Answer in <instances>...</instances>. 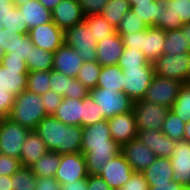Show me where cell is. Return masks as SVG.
Segmentation results:
<instances>
[{
    "mask_svg": "<svg viewBox=\"0 0 190 190\" xmlns=\"http://www.w3.org/2000/svg\"><path fill=\"white\" fill-rule=\"evenodd\" d=\"M30 0H11V2L14 4V6L18 7L20 5H23L27 2H29Z\"/></svg>",
    "mask_w": 190,
    "mask_h": 190,
    "instance_id": "64",
    "label": "cell"
},
{
    "mask_svg": "<svg viewBox=\"0 0 190 190\" xmlns=\"http://www.w3.org/2000/svg\"><path fill=\"white\" fill-rule=\"evenodd\" d=\"M46 116L45 105L41 96L26 89L15 97L8 118L30 130H34L37 124Z\"/></svg>",
    "mask_w": 190,
    "mask_h": 190,
    "instance_id": "3",
    "label": "cell"
},
{
    "mask_svg": "<svg viewBox=\"0 0 190 190\" xmlns=\"http://www.w3.org/2000/svg\"><path fill=\"white\" fill-rule=\"evenodd\" d=\"M180 29L182 34H184L187 43H189V48H190V23L183 24V26Z\"/></svg>",
    "mask_w": 190,
    "mask_h": 190,
    "instance_id": "60",
    "label": "cell"
},
{
    "mask_svg": "<svg viewBox=\"0 0 190 190\" xmlns=\"http://www.w3.org/2000/svg\"><path fill=\"white\" fill-rule=\"evenodd\" d=\"M115 190H149V184L142 173L134 172L121 188Z\"/></svg>",
    "mask_w": 190,
    "mask_h": 190,
    "instance_id": "47",
    "label": "cell"
},
{
    "mask_svg": "<svg viewBox=\"0 0 190 190\" xmlns=\"http://www.w3.org/2000/svg\"><path fill=\"white\" fill-rule=\"evenodd\" d=\"M0 4H13L11 0H0Z\"/></svg>",
    "mask_w": 190,
    "mask_h": 190,
    "instance_id": "65",
    "label": "cell"
},
{
    "mask_svg": "<svg viewBox=\"0 0 190 190\" xmlns=\"http://www.w3.org/2000/svg\"><path fill=\"white\" fill-rule=\"evenodd\" d=\"M171 111L187 123L190 120V82L183 83Z\"/></svg>",
    "mask_w": 190,
    "mask_h": 190,
    "instance_id": "38",
    "label": "cell"
},
{
    "mask_svg": "<svg viewBox=\"0 0 190 190\" xmlns=\"http://www.w3.org/2000/svg\"><path fill=\"white\" fill-rule=\"evenodd\" d=\"M21 167L20 159L0 154V175L12 176Z\"/></svg>",
    "mask_w": 190,
    "mask_h": 190,
    "instance_id": "46",
    "label": "cell"
},
{
    "mask_svg": "<svg viewBox=\"0 0 190 190\" xmlns=\"http://www.w3.org/2000/svg\"><path fill=\"white\" fill-rule=\"evenodd\" d=\"M96 62L100 66L118 65L119 59L122 56L124 45L119 34L114 33L104 40L97 42Z\"/></svg>",
    "mask_w": 190,
    "mask_h": 190,
    "instance_id": "20",
    "label": "cell"
},
{
    "mask_svg": "<svg viewBox=\"0 0 190 190\" xmlns=\"http://www.w3.org/2000/svg\"><path fill=\"white\" fill-rule=\"evenodd\" d=\"M102 120L105 119L102 117L99 104L95 103L91 96L88 95L83 99V119L81 120V127L84 128Z\"/></svg>",
    "mask_w": 190,
    "mask_h": 190,
    "instance_id": "42",
    "label": "cell"
},
{
    "mask_svg": "<svg viewBox=\"0 0 190 190\" xmlns=\"http://www.w3.org/2000/svg\"><path fill=\"white\" fill-rule=\"evenodd\" d=\"M134 172L128 161L120 152L102 166L99 176L102 177L110 188L115 190L121 188L131 178Z\"/></svg>",
    "mask_w": 190,
    "mask_h": 190,
    "instance_id": "13",
    "label": "cell"
},
{
    "mask_svg": "<svg viewBox=\"0 0 190 190\" xmlns=\"http://www.w3.org/2000/svg\"><path fill=\"white\" fill-rule=\"evenodd\" d=\"M44 7L52 12L55 6H57L62 0H38Z\"/></svg>",
    "mask_w": 190,
    "mask_h": 190,
    "instance_id": "59",
    "label": "cell"
},
{
    "mask_svg": "<svg viewBox=\"0 0 190 190\" xmlns=\"http://www.w3.org/2000/svg\"><path fill=\"white\" fill-rule=\"evenodd\" d=\"M89 95L95 103L99 104L102 117L105 120L132 111L133 101L124 92L96 87L89 90Z\"/></svg>",
    "mask_w": 190,
    "mask_h": 190,
    "instance_id": "7",
    "label": "cell"
},
{
    "mask_svg": "<svg viewBox=\"0 0 190 190\" xmlns=\"http://www.w3.org/2000/svg\"><path fill=\"white\" fill-rule=\"evenodd\" d=\"M111 138L120 146L138 137L137 124L133 111L115 115L107 120Z\"/></svg>",
    "mask_w": 190,
    "mask_h": 190,
    "instance_id": "17",
    "label": "cell"
},
{
    "mask_svg": "<svg viewBox=\"0 0 190 190\" xmlns=\"http://www.w3.org/2000/svg\"><path fill=\"white\" fill-rule=\"evenodd\" d=\"M7 31V35L24 33L29 34L28 27L23 23L22 13L16 6H13L6 20V26H2Z\"/></svg>",
    "mask_w": 190,
    "mask_h": 190,
    "instance_id": "43",
    "label": "cell"
},
{
    "mask_svg": "<svg viewBox=\"0 0 190 190\" xmlns=\"http://www.w3.org/2000/svg\"><path fill=\"white\" fill-rule=\"evenodd\" d=\"M183 53H190V48L181 29L166 31L164 54L181 55Z\"/></svg>",
    "mask_w": 190,
    "mask_h": 190,
    "instance_id": "34",
    "label": "cell"
},
{
    "mask_svg": "<svg viewBox=\"0 0 190 190\" xmlns=\"http://www.w3.org/2000/svg\"><path fill=\"white\" fill-rule=\"evenodd\" d=\"M51 71L29 72L27 89L37 95L46 94L50 90Z\"/></svg>",
    "mask_w": 190,
    "mask_h": 190,
    "instance_id": "39",
    "label": "cell"
},
{
    "mask_svg": "<svg viewBox=\"0 0 190 190\" xmlns=\"http://www.w3.org/2000/svg\"><path fill=\"white\" fill-rule=\"evenodd\" d=\"M147 28H149V26L144 21L140 20L134 12L129 10L117 26L116 33L119 35L135 34Z\"/></svg>",
    "mask_w": 190,
    "mask_h": 190,
    "instance_id": "41",
    "label": "cell"
},
{
    "mask_svg": "<svg viewBox=\"0 0 190 190\" xmlns=\"http://www.w3.org/2000/svg\"><path fill=\"white\" fill-rule=\"evenodd\" d=\"M14 4H0V26H6L8 13Z\"/></svg>",
    "mask_w": 190,
    "mask_h": 190,
    "instance_id": "57",
    "label": "cell"
},
{
    "mask_svg": "<svg viewBox=\"0 0 190 190\" xmlns=\"http://www.w3.org/2000/svg\"><path fill=\"white\" fill-rule=\"evenodd\" d=\"M138 138L156 155L169 158L176 147V141L166 136L162 131L151 129L138 131Z\"/></svg>",
    "mask_w": 190,
    "mask_h": 190,
    "instance_id": "22",
    "label": "cell"
},
{
    "mask_svg": "<svg viewBox=\"0 0 190 190\" xmlns=\"http://www.w3.org/2000/svg\"><path fill=\"white\" fill-rule=\"evenodd\" d=\"M84 20L87 22V27L92 31L94 39L97 42L116 33V29L100 14L86 15L84 16Z\"/></svg>",
    "mask_w": 190,
    "mask_h": 190,
    "instance_id": "33",
    "label": "cell"
},
{
    "mask_svg": "<svg viewBox=\"0 0 190 190\" xmlns=\"http://www.w3.org/2000/svg\"><path fill=\"white\" fill-rule=\"evenodd\" d=\"M149 187L152 184H162L174 180L173 168L169 158L157 157L154 162L141 172Z\"/></svg>",
    "mask_w": 190,
    "mask_h": 190,
    "instance_id": "27",
    "label": "cell"
},
{
    "mask_svg": "<svg viewBox=\"0 0 190 190\" xmlns=\"http://www.w3.org/2000/svg\"><path fill=\"white\" fill-rule=\"evenodd\" d=\"M34 131L42 138L48 151L61 155L81 152L83 127L69 126L53 115H47Z\"/></svg>",
    "mask_w": 190,
    "mask_h": 190,
    "instance_id": "2",
    "label": "cell"
},
{
    "mask_svg": "<svg viewBox=\"0 0 190 190\" xmlns=\"http://www.w3.org/2000/svg\"><path fill=\"white\" fill-rule=\"evenodd\" d=\"M17 8L22 13L23 23L27 25L28 30L52 21L51 11L38 0H30Z\"/></svg>",
    "mask_w": 190,
    "mask_h": 190,
    "instance_id": "24",
    "label": "cell"
},
{
    "mask_svg": "<svg viewBox=\"0 0 190 190\" xmlns=\"http://www.w3.org/2000/svg\"><path fill=\"white\" fill-rule=\"evenodd\" d=\"M89 95V90L76 78H72L69 88V98L84 99Z\"/></svg>",
    "mask_w": 190,
    "mask_h": 190,
    "instance_id": "52",
    "label": "cell"
},
{
    "mask_svg": "<svg viewBox=\"0 0 190 190\" xmlns=\"http://www.w3.org/2000/svg\"><path fill=\"white\" fill-rule=\"evenodd\" d=\"M87 190H113L99 175H91L87 178Z\"/></svg>",
    "mask_w": 190,
    "mask_h": 190,
    "instance_id": "53",
    "label": "cell"
},
{
    "mask_svg": "<svg viewBox=\"0 0 190 190\" xmlns=\"http://www.w3.org/2000/svg\"><path fill=\"white\" fill-rule=\"evenodd\" d=\"M96 87L123 92L122 69L118 65L103 66Z\"/></svg>",
    "mask_w": 190,
    "mask_h": 190,
    "instance_id": "30",
    "label": "cell"
},
{
    "mask_svg": "<svg viewBox=\"0 0 190 190\" xmlns=\"http://www.w3.org/2000/svg\"><path fill=\"white\" fill-rule=\"evenodd\" d=\"M15 97L13 93H8L7 89L0 85V113L5 117H9Z\"/></svg>",
    "mask_w": 190,
    "mask_h": 190,
    "instance_id": "50",
    "label": "cell"
},
{
    "mask_svg": "<svg viewBox=\"0 0 190 190\" xmlns=\"http://www.w3.org/2000/svg\"><path fill=\"white\" fill-rule=\"evenodd\" d=\"M60 190H87V178L60 184Z\"/></svg>",
    "mask_w": 190,
    "mask_h": 190,
    "instance_id": "55",
    "label": "cell"
},
{
    "mask_svg": "<svg viewBox=\"0 0 190 190\" xmlns=\"http://www.w3.org/2000/svg\"><path fill=\"white\" fill-rule=\"evenodd\" d=\"M53 116L66 125L81 127L83 99L63 98Z\"/></svg>",
    "mask_w": 190,
    "mask_h": 190,
    "instance_id": "26",
    "label": "cell"
},
{
    "mask_svg": "<svg viewBox=\"0 0 190 190\" xmlns=\"http://www.w3.org/2000/svg\"><path fill=\"white\" fill-rule=\"evenodd\" d=\"M147 61L142 51L129 50L124 48L122 56L119 59V67H142Z\"/></svg>",
    "mask_w": 190,
    "mask_h": 190,
    "instance_id": "45",
    "label": "cell"
},
{
    "mask_svg": "<svg viewBox=\"0 0 190 190\" xmlns=\"http://www.w3.org/2000/svg\"><path fill=\"white\" fill-rule=\"evenodd\" d=\"M54 178L60 184L88 178L84 155L81 152L62 154Z\"/></svg>",
    "mask_w": 190,
    "mask_h": 190,
    "instance_id": "14",
    "label": "cell"
},
{
    "mask_svg": "<svg viewBox=\"0 0 190 190\" xmlns=\"http://www.w3.org/2000/svg\"><path fill=\"white\" fill-rule=\"evenodd\" d=\"M183 187L178 181H171L162 184H152L149 190H180Z\"/></svg>",
    "mask_w": 190,
    "mask_h": 190,
    "instance_id": "56",
    "label": "cell"
},
{
    "mask_svg": "<svg viewBox=\"0 0 190 190\" xmlns=\"http://www.w3.org/2000/svg\"><path fill=\"white\" fill-rule=\"evenodd\" d=\"M130 5H138V3H152L154 0H128Z\"/></svg>",
    "mask_w": 190,
    "mask_h": 190,
    "instance_id": "63",
    "label": "cell"
},
{
    "mask_svg": "<svg viewBox=\"0 0 190 190\" xmlns=\"http://www.w3.org/2000/svg\"><path fill=\"white\" fill-rule=\"evenodd\" d=\"M184 140H187L190 142V120L185 125Z\"/></svg>",
    "mask_w": 190,
    "mask_h": 190,
    "instance_id": "62",
    "label": "cell"
},
{
    "mask_svg": "<svg viewBox=\"0 0 190 190\" xmlns=\"http://www.w3.org/2000/svg\"><path fill=\"white\" fill-rule=\"evenodd\" d=\"M130 10L149 27H158L159 0H154L152 3L131 5Z\"/></svg>",
    "mask_w": 190,
    "mask_h": 190,
    "instance_id": "36",
    "label": "cell"
},
{
    "mask_svg": "<svg viewBox=\"0 0 190 190\" xmlns=\"http://www.w3.org/2000/svg\"><path fill=\"white\" fill-rule=\"evenodd\" d=\"M185 125L186 123L177 114L169 110L163 122L162 132L173 141L178 142L184 140Z\"/></svg>",
    "mask_w": 190,
    "mask_h": 190,
    "instance_id": "35",
    "label": "cell"
},
{
    "mask_svg": "<svg viewBox=\"0 0 190 190\" xmlns=\"http://www.w3.org/2000/svg\"><path fill=\"white\" fill-rule=\"evenodd\" d=\"M131 9L128 0H108L102 8L100 15L107 20L115 29L122 21L123 16Z\"/></svg>",
    "mask_w": 190,
    "mask_h": 190,
    "instance_id": "32",
    "label": "cell"
},
{
    "mask_svg": "<svg viewBox=\"0 0 190 190\" xmlns=\"http://www.w3.org/2000/svg\"><path fill=\"white\" fill-rule=\"evenodd\" d=\"M6 35L7 31L0 26V47H2L3 50L5 49V44L7 43Z\"/></svg>",
    "mask_w": 190,
    "mask_h": 190,
    "instance_id": "61",
    "label": "cell"
},
{
    "mask_svg": "<svg viewBox=\"0 0 190 190\" xmlns=\"http://www.w3.org/2000/svg\"><path fill=\"white\" fill-rule=\"evenodd\" d=\"M183 83L154 74L144 100L160 104L171 110Z\"/></svg>",
    "mask_w": 190,
    "mask_h": 190,
    "instance_id": "12",
    "label": "cell"
},
{
    "mask_svg": "<svg viewBox=\"0 0 190 190\" xmlns=\"http://www.w3.org/2000/svg\"><path fill=\"white\" fill-rule=\"evenodd\" d=\"M120 68L123 72V92L133 102L143 100L154 76L153 64Z\"/></svg>",
    "mask_w": 190,
    "mask_h": 190,
    "instance_id": "5",
    "label": "cell"
},
{
    "mask_svg": "<svg viewBox=\"0 0 190 190\" xmlns=\"http://www.w3.org/2000/svg\"><path fill=\"white\" fill-rule=\"evenodd\" d=\"M6 117L0 113V127Z\"/></svg>",
    "mask_w": 190,
    "mask_h": 190,
    "instance_id": "66",
    "label": "cell"
},
{
    "mask_svg": "<svg viewBox=\"0 0 190 190\" xmlns=\"http://www.w3.org/2000/svg\"><path fill=\"white\" fill-rule=\"evenodd\" d=\"M30 129L6 117L0 127V154L20 159Z\"/></svg>",
    "mask_w": 190,
    "mask_h": 190,
    "instance_id": "11",
    "label": "cell"
},
{
    "mask_svg": "<svg viewBox=\"0 0 190 190\" xmlns=\"http://www.w3.org/2000/svg\"><path fill=\"white\" fill-rule=\"evenodd\" d=\"M43 104L45 105V110L47 115H53L58 106L60 105L63 97L58 93L49 90L46 94L41 95Z\"/></svg>",
    "mask_w": 190,
    "mask_h": 190,
    "instance_id": "48",
    "label": "cell"
},
{
    "mask_svg": "<svg viewBox=\"0 0 190 190\" xmlns=\"http://www.w3.org/2000/svg\"><path fill=\"white\" fill-rule=\"evenodd\" d=\"M166 31L149 27L142 31V52L147 61L153 63L164 54Z\"/></svg>",
    "mask_w": 190,
    "mask_h": 190,
    "instance_id": "23",
    "label": "cell"
},
{
    "mask_svg": "<svg viewBox=\"0 0 190 190\" xmlns=\"http://www.w3.org/2000/svg\"><path fill=\"white\" fill-rule=\"evenodd\" d=\"M11 176L0 175V190H12Z\"/></svg>",
    "mask_w": 190,
    "mask_h": 190,
    "instance_id": "58",
    "label": "cell"
},
{
    "mask_svg": "<svg viewBox=\"0 0 190 190\" xmlns=\"http://www.w3.org/2000/svg\"><path fill=\"white\" fill-rule=\"evenodd\" d=\"M102 66L96 61L83 62L76 79H78L88 90L97 86Z\"/></svg>",
    "mask_w": 190,
    "mask_h": 190,
    "instance_id": "37",
    "label": "cell"
},
{
    "mask_svg": "<svg viewBox=\"0 0 190 190\" xmlns=\"http://www.w3.org/2000/svg\"><path fill=\"white\" fill-rule=\"evenodd\" d=\"M154 74L181 83L190 82V53L163 54L153 63Z\"/></svg>",
    "mask_w": 190,
    "mask_h": 190,
    "instance_id": "8",
    "label": "cell"
},
{
    "mask_svg": "<svg viewBox=\"0 0 190 190\" xmlns=\"http://www.w3.org/2000/svg\"><path fill=\"white\" fill-rule=\"evenodd\" d=\"M38 177L29 168L21 167L11 176L12 190H35Z\"/></svg>",
    "mask_w": 190,
    "mask_h": 190,
    "instance_id": "40",
    "label": "cell"
},
{
    "mask_svg": "<svg viewBox=\"0 0 190 190\" xmlns=\"http://www.w3.org/2000/svg\"><path fill=\"white\" fill-rule=\"evenodd\" d=\"M108 0H79L81 11L84 16L91 14H100L101 10L107 4Z\"/></svg>",
    "mask_w": 190,
    "mask_h": 190,
    "instance_id": "49",
    "label": "cell"
},
{
    "mask_svg": "<svg viewBox=\"0 0 190 190\" xmlns=\"http://www.w3.org/2000/svg\"><path fill=\"white\" fill-rule=\"evenodd\" d=\"M60 162L61 154L53 151H48L46 154L42 155L37 162L30 166L29 169L38 178H54Z\"/></svg>",
    "mask_w": 190,
    "mask_h": 190,
    "instance_id": "29",
    "label": "cell"
},
{
    "mask_svg": "<svg viewBox=\"0 0 190 190\" xmlns=\"http://www.w3.org/2000/svg\"><path fill=\"white\" fill-rule=\"evenodd\" d=\"M35 190H60V183L53 177L38 178Z\"/></svg>",
    "mask_w": 190,
    "mask_h": 190,
    "instance_id": "54",
    "label": "cell"
},
{
    "mask_svg": "<svg viewBox=\"0 0 190 190\" xmlns=\"http://www.w3.org/2000/svg\"><path fill=\"white\" fill-rule=\"evenodd\" d=\"M64 44L73 48L83 62L96 61L97 41L85 20L64 31Z\"/></svg>",
    "mask_w": 190,
    "mask_h": 190,
    "instance_id": "6",
    "label": "cell"
},
{
    "mask_svg": "<svg viewBox=\"0 0 190 190\" xmlns=\"http://www.w3.org/2000/svg\"><path fill=\"white\" fill-rule=\"evenodd\" d=\"M47 152L48 149L42 138L34 130H30L21 149L22 167L29 168Z\"/></svg>",
    "mask_w": 190,
    "mask_h": 190,
    "instance_id": "25",
    "label": "cell"
},
{
    "mask_svg": "<svg viewBox=\"0 0 190 190\" xmlns=\"http://www.w3.org/2000/svg\"><path fill=\"white\" fill-rule=\"evenodd\" d=\"M185 23H190V0H159L157 28L175 30Z\"/></svg>",
    "mask_w": 190,
    "mask_h": 190,
    "instance_id": "9",
    "label": "cell"
},
{
    "mask_svg": "<svg viewBox=\"0 0 190 190\" xmlns=\"http://www.w3.org/2000/svg\"><path fill=\"white\" fill-rule=\"evenodd\" d=\"M180 190H190L189 186H183Z\"/></svg>",
    "mask_w": 190,
    "mask_h": 190,
    "instance_id": "68",
    "label": "cell"
},
{
    "mask_svg": "<svg viewBox=\"0 0 190 190\" xmlns=\"http://www.w3.org/2000/svg\"><path fill=\"white\" fill-rule=\"evenodd\" d=\"M51 13L52 21L63 31L84 20L79 0H62Z\"/></svg>",
    "mask_w": 190,
    "mask_h": 190,
    "instance_id": "19",
    "label": "cell"
},
{
    "mask_svg": "<svg viewBox=\"0 0 190 190\" xmlns=\"http://www.w3.org/2000/svg\"><path fill=\"white\" fill-rule=\"evenodd\" d=\"M29 70L25 60L17 56H3L0 59V85L15 96L27 89Z\"/></svg>",
    "mask_w": 190,
    "mask_h": 190,
    "instance_id": "4",
    "label": "cell"
},
{
    "mask_svg": "<svg viewBox=\"0 0 190 190\" xmlns=\"http://www.w3.org/2000/svg\"><path fill=\"white\" fill-rule=\"evenodd\" d=\"M7 43L5 44L3 56H17L21 60H26L34 44L28 34L18 33L6 35Z\"/></svg>",
    "mask_w": 190,
    "mask_h": 190,
    "instance_id": "28",
    "label": "cell"
},
{
    "mask_svg": "<svg viewBox=\"0 0 190 190\" xmlns=\"http://www.w3.org/2000/svg\"><path fill=\"white\" fill-rule=\"evenodd\" d=\"M120 36L122 38L124 48L142 51V31L136 32L135 34L131 33Z\"/></svg>",
    "mask_w": 190,
    "mask_h": 190,
    "instance_id": "51",
    "label": "cell"
},
{
    "mask_svg": "<svg viewBox=\"0 0 190 190\" xmlns=\"http://www.w3.org/2000/svg\"><path fill=\"white\" fill-rule=\"evenodd\" d=\"M4 54V50L2 49V47H0V59L3 57Z\"/></svg>",
    "mask_w": 190,
    "mask_h": 190,
    "instance_id": "67",
    "label": "cell"
},
{
    "mask_svg": "<svg viewBox=\"0 0 190 190\" xmlns=\"http://www.w3.org/2000/svg\"><path fill=\"white\" fill-rule=\"evenodd\" d=\"M120 152L121 146L111 138L107 120L83 128L81 153L88 176L99 175L102 166Z\"/></svg>",
    "mask_w": 190,
    "mask_h": 190,
    "instance_id": "1",
    "label": "cell"
},
{
    "mask_svg": "<svg viewBox=\"0 0 190 190\" xmlns=\"http://www.w3.org/2000/svg\"><path fill=\"white\" fill-rule=\"evenodd\" d=\"M132 111L138 131H149L151 129L162 131L163 122L169 109L143 99L133 102Z\"/></svg>",
    "mask_w": 190,
    "mask_h": 190,
    "instance_id": "10",
    "label": "cell"
},
{
    "mask_svg": "<svg viewBox=\"0 0 190 190\" xmlns=\"http://www.w3.org/2000/svg\"><path fill=\"white\" fill-rule=\"evenodd\" d=\"M121 153L135 172H143L157 158L138 137L121 146Z\"/></svg>",
    "mask_w": 190,
    "mask_h": 190,
    "instance_id": "16",
    "label": "cell"
},
{
    "mask_svg": "<svg viewBox=\"0 0 190 190\" xmlns=\"http://www.w3.org/2000/svg\"><path fill=\"white\" fill-rule=\"evenodd\" d=\"M82 64V58L70 46L63 44L54 52L53 70L66 76L76 78Z\"/></svg>",
    "mask_w": 190,
    "mask_h": 190,
    "instance_id": "21",
    "label": "cell"
},
{
    "mask_svg": "<svg viewBox=\"0 0 190 190\" xmlns=\"http://www.w3.org/2000/svg\"><path fill=\"white\" fill-rule=\"evenodd\" d=\"M70 83H72L71 77L51 70L50 90L58 93L63 98H69Z\"/></svg>",
    "mask_w": 190,
    "mask_h": 190,
    "instance_id": "44",
    "label": "cell"
},
{
    "mask_svg": "<svg viewBox=\"0 0 190 190\" xmlns=\"http://www.w3.org/2000/svg\"><path fill=\"white\" fill-rule=\"evenodd\" d=\"M173 168L174 180L183 186H190V142H176L173 154L169 157Z\"/></svg>",
    "mask_w": 190,
    "mask_h": 190,
    "instance_id": "18",
    "label": "cell"
},
{
    "mask_svg": "<svg viewBox=\"0 0 190 190\" xmlns=\"http://www.w3.org/2000/svg\"><path fill=\"white\" fill-rule=\"evenodd\" d=\"M54 53L33 46L25 60L29 72L51 71L53 69Z\"/></svg>",
    "mask_w": 190,
    "mask_h": 190,
    "instance_id": "31",
    "label": "cell"
},
{
    "mask_svg": "<svg viewBox=\"0 0 190 190\" xmlns=\"http://www.w3.org/2000/svg\"><path fill=\"white\" fill-rule=\"evenodd\" d=\"M28 35L36 47L53 53L64 44V31L53 21L32 28Z\"/></svg>",
    "mask_w": 190,
    "mask_h": 190,
    "instance_id": "15",
    "label": "cell"
}]
</instances>
